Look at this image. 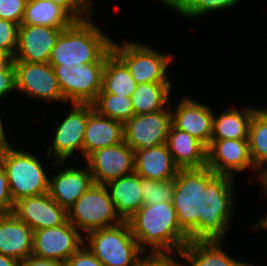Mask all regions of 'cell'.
Masks as SVG:
<instances>
[{
	"label": "cell",
	"instance_id": "obj_1",
	"mask_svg": "<svg viewBox=\"0 0 267 266\" xmlns=\"http://www.w3.org/2000/svg\"><path fill=\"white\" fill-rule=\"evenodd\" d=\"M127 222L143 252L146 250L144 244H147L151 245L152 254L168 252L176 254L177 258L189 242L187 234L179 226L172 201L143 205Z\"/></svg>",
	"mask_w": 267,
	"mask_h": 266
},
{
	"label": "cell",
	"instance_id": "obj_2",
	"mask_svg": "<svg viewBox=\"0 0 267 266\" xmlns=\"http://www.w3.org/2000/svg\"><path fill=\"white\" fill-rule=\"evenodd\" d=\"M113 41L93 23L91 18L75 21L61 31L51 52V65L73 67L88 63L106 62Z\"/></svg>",
	"mask_w": 267,
	"mask_h": 266
},
{
	"label": "cell",
	"instance_id": "obj_3",
	"mask_svg": "<svg viewBox=\"0 0 267 266\" xmlns=\"http://www.w3.org/2000/svg\"><path fill=\"white\" fill-rule=\"evenodd\" d=\"M217 176L207 166L178 169L172 203L180 228L189 241H199V218H203L204 190Z\"/></svg>",
	"mask_w": 267,
	"mask_h": 266
},
{
	"label": "cell",
	"instance_id": "obj_4",
	"mask_svg": "<svg viewBox=\"0 0 267 266\" xmlns=\"http://www.w3.org/2000/svg\"><path fill=\"white\" fill-rule=\"evenodd\" d=\"M13 202L48 192L49 180L36 156L7 147L0 152Z\"/></svg>",
	"mask_w": 267,
	"mask_h": 266
},
{
	"label": "cell",
	"instance_id": "obj_5",
	"mask_svg": "<svg viewBox=\"0 0 267 266\" xmlns=\"http://www.w3.org/2000/svg\"><path fill=\"white\" fill-rule=\"evenodd\" d=\"M89 251L104 266H134L143 251L127 221L87 233Z\"/></svg>",
	"mask_w": 267,
	"mask_h": 266
},
{
	"label": "cell",
	"instance_id": "obj_6",
	"mask_svg": "<svg viewBox=\"0 0 267 266\" xmlns=\"http://www.w3.org/2000/svg\"><path fill=\"white\" fill-rule=\"evenodd\" d=\"M232 181L231 176L217 175L206 186L203 218H199V241H223L232 216Z\"/></svg>",
	"mask_w": 267,
	"mask_h": 266
},
{
	"label": "cell",
	"instance_id": "obj_7",
	"mask_svg": "<svg viewBox=\"0 0 267 266\" xmlns=\"http://www.w3.org/2000/svg\"><path fill=\"white\" fill-rule=\"evenodd\" d=\"M68 221L86 233L123 222L116 213L108 187L96 183L68 210Z\"/></svg>",
	"mask_w": 267,
	"mask_h": 266
},
{
	"label": "cell",
	"instance_id": "obj_8",
	"mask_svg": "<svg viewBox=\"0 0 267 266\" xmlns=\"http://www.w3.org/2000/svg\"><path fill=\"white\" fill-rule=\"evenodd\" d=\"M124 42L122 46L115 42L112 51L126 64L137 84L141 83H170L166 69L172 61L171 55H165L148 47Z\"/></svg>",
	"mask_w": 267,
	"mask_h": 266
},
{
	"label": "cell",
	"instance_id": "obj_9",
	"mask_svg": "<svg viewBox=\"0 0 267 266\" xmlns=\"http://www.w3.org/2000/svg\"><path fill=\"white\" fill-rule=\"evenodd\" d=\"M105 62L88 63L73 67L51 65L63 99L71 103H93L102 90Z\"/></svg>",
	"mask_w": 267,
	"mask_h": 266
},
{
	"label": "cell",
	"instance_id": "obj_10",
	"mask_svg": "<svg viewBox=\"0 0 267 266\" xmlns=\"http://www.w3.org/2000/svg\"><path fill=\"white\" fill-rule=\"evenodd\" d=\"M172 125L171 111L135 114L124 124V141L135 151L166 143Z\"/></svg>",
	"mask_w": 267,
	"mask_h": 266
},
{
	"label": "cell",
	"instance_id": "obj_11",
	"mask_svg": "<svg viewBox=\"0 0 267 266\" xmlns=\"http://www.w3.org/2000/svg\"><path fill=\"white\" fill-rule=\"evenodd\" d=\"M68 220L33 234L32 255L65 263L84 244L81 234Z\"/></svg>",
	"mask_w": 267,
	"mask_h": 266
},
{
	"label": "cell",
	"instance_id": "obj_12",
	"mask_svg": "<svg viewBox=\"0 0 267 266\" xmlns=\"http://www.w3.org/2000/svg\"><path fill=\"white\" fill-rule=\"evenodd\" d=\"M73 109L57 126L52 147L49 146L47 155H55V164L64 163L76 151L83 155V141L89 114L94 110L91 103H73Z\"/></svg>",
	"mask_w": 267,
	"mask_h": 266
},
{
	"label": "cell",
	"instance_id": "obj_13",
	"mask_svg": "<svg viewBox=\"0 0 267 266\" xmlns=\"http://www.w3.org/2000/svg\"><path fill=\"white\" fill-rule=\"evenodd\" d=\"M16 89L30 98L64 101L54 69L50 63L14 61Z\"/></svg>",
	"mask_w": 267,
	"mask_h": 266
},
{
	"label": "cell",
	"instance_id": "obj_14",
	"mask_svg": "<svg viewBox=\"0 0 267 266\" xmlns=\"http://www.w3.org/2000/svg\"><path fill=\"white\" fill-rule=\"evenodd\" d=\"M134 160V150L125 141L98 149L86 158L94 183L103 185L132 174Z\"/></svg>",
	"mask_w": 267,
	"mask_h": 266
},
{
	"label": "cell",
	"instance_id": "obj_15",
	"mask_svg": "<svg viewBox=\"0 0 267 266\" xmlns=\"http://www.w3.org/2000/svg\"><path fill=\"white\" fill-rule=\"evenodd\" d=\"M13 214L34 231L60 226L68 220V211L48 192L19 199L15 202Z\"/></svg>",
	"mask_w": 267,
	"mask_h": 266
},
{
	"label": "cell",
	"instance_id": "obj_16",
	"mask_svg": "<svg viewBox=\"0 0 267 266\" xmlns=\"http://www.w3.org/2000/svg\"><path fill=\"white\" fill-rule=\"evenodd\" d=\"M250 166L256 169L248 139L211 140L207 147V167L217 175L233 177L234 171H243Z\"/></svg>",
	"mask_w": 267,
	"mask_h": 266
},
{
	"label": "cell",
	"instance_id": "obj_17",
	"mask_svg": "<svg viewBox=\"0 0 267 266\" xmlns=\"http://www.w3.org/2000/svg\"><path fill=\"white\" fill-rule=\"evenodd\" d=\"M64 29L42 25H19L13 61L49 63L51 52Z\"/></svg>",
	"mask_w": 267,
	"mask_h": 266
},
{
	"label": "cell",
	"instance_id": "obj_18",
	"mask_svg": "<svg viewBox=\"0 0 267 266\" xmlns=\"http://www.w3.org/2000/svg\"><path fill=\"white\" fill-rule=\"evenodd\" d=\"M176 108V111H171L172 125L208 147L212 138L214 117L210 107L185 97Z\"/></svg>",
	"mask_w": 267,
	"mask_h": 266
},
{
	"label": "cell",
	"instance_id": "obj_19",
	"mask_svg": "<svg viewBox=\"0 0 267 266\" xmlns=\"http://www.w3.org/2000/svg\"><path fill=\"white\" fill-rule=\"evenodd\" d=\"M76 168L59 170L49 180V195L67 211L94 184L89 167Z\"/></svg>",
	"mask_w": 267,
	"mask_h": 266
},
{
	"label": "cell",
	"instance_id": "obj_20",
	"mask_svg": "<svg viewBox=\"0 0 267 266\" xmlns=\"http://www.w3.org/2000/svg\"><path fill=\"white\" fill-rule=\"evenodd\" d=\"M33 234L14 214H0V253L22 262L32 255Z\"/></svg>",
	"mask_w": 267,
	"mask_h": 266
},
{
	"label": "cell",
	"instance_id": "obj_21",
	"mask_svg": "<svg viewBox=\"0 0 267 266\" xmlns=\"http://www.w3.org/2000/svg\"><path fill=\"white\" fill-rule=\"evenodd\" d=\"M124 141V124L100 115L95 109L89 114L83 141V156L86 159L98 149Z\"/></svg>",
	"mask_w": 267,
	"mask_h": 266
},
{
	"label": "cell",
	"instance_id": "obj_22",
	"mask_svg": "<svg viewBox=\"0 0 267 266\" xmlns=\"http://www.w3.org/2000/svg\"><path fill=\"white\" fill-rule=\"evenodd\" d=\"M166 144L179 169L207 166V147L189 133L171 125Z\"/></svg>",
	"mask_w": 267,
	"mask_h": 266
},
{
	"label": "cell",
	"instance_id": "obj_23",
	"mask_svg": "<svg viewBox=\"0 0 267 266\" xmlns=\"http://www.w3.org/2000/svg\"><path fill=\"white\" fill-rule=\"evenodd\" d=\"M134 159V172L146 179L155 181L174 179L179 169L166 143L149 150H135Z\"/></svg>",
	"mask_w": 267,
	"mask_h": 266
},
{
	"label": "cell",
	"instance_id": "obj_24",
	"mask_svg": "<svg viewBox=\"0 0 267 266\" xmlns=\"http://www.w3.org/2000/svg\"><path fill=\"white\" fill-rule=\"evenodd\" d=\"M106 187L110 188L108 190L116 213L123 221H127L143 206L141 176L137 173L109 181Z\"/></svg>",
	"mask_w": 267,
	"mask_h": 266
},
{
	"label": "cell",
	"instance_id": "obj_25",
	"mask_svg": "<svg viewBox=\"0 0 267 266\" xmlns=\"http://www.w3.org/2000/svg\"><path fill=\"white\" fill-rule=\"evenodd\" d=\"M223 241H189L179 255L189 266H245L222 251Z\"/></svg>",
	"mask_w": 267,
	"mask_h": 266
},
{
	"label": "cell",
	"instance_id": "obj_26",
	"mask_svg": "<svg viewBox=\"0 0 267 266\" xmlns=\"http://www.w3.org/2000/svg\"><path fill=\"white\" fill-rule=\"evenodd\" d=\"M76 20L52 0H27L21 25L66 29Z\"/></svg>",
	"mask_w": 267,
	"mask_h": 266
},
{
	"label": "cell",
	"instance_id": "obj_27",
	"mask_svg": "<svg viewBox=\"0 0 267 266\" xmlns=\"http://www.w3.org/2000/svg\"><path fill=\"white\" fill-rule=\"evenodd\" d=\"M136 87L137 83L126 64L111 51L103 68L102 90L100 93L131 97Z\"/></svg>",
	"mask_w": 267,
	"mask_h": 266
},
{
	"label": "cell",
	"instance_id": "obj_28",
	"mask_svg": "<svg viewBox=\"0 0 267 266\" xmlns=\"http://www.w3.org/2000/svg\"><path fill=\"white\" fill-rule=\"evenodd\" d=\"M256 109L247 108L241 113L228 109L218 117H213L211 140L248 139L249 127Z\"/></svg>",
	"mask_w": 267,
	"mask_h": 266
},
{
	"label": "cell",
	"instance_id": "obj_29",
	"mask_svg": "<svg viewBox=\"0 0 267 266\" xmlns=\"http://www.w3.org/2000/svg\"><path fill=\"white\" fill-rule=\"evenodd\" d=\"M171 83H141L130 97L135 114L164 110L168 102Z\"/></svg>",
	"mask_w": 267,
	"mask_h": 266
},
{
	"label": "cell",
	"instance_id": "obj_30",
	"mask_svg": "<svg viewBox=\"0 0 267 266\" xmlns=\"http://www.w3.org/2000/svg\"><path fill=\"white\" fill-rule=\"evenodd\" d=\"M248 143L252 162L258 170L265 169L267 162V110L256 109L252 117Z\"/></svg>",
	"mask_w": 267,
	"mask_h": 266
},
{
	"label": "cell",
	"instance_id": "obj_31",
	"mask_svg": "<svg viewBox=\"0 0 267 266\" xmlns=\"http://www.w3.org/2000/svg\"><path fill=\"white\" fill-rule=\"evenodd\" d=\"M92 104L100 115L115 119L123 124L135 115L132 100L127 96L99 93Z\"/></svg>",
	"mask_w": 267,
	"mask_h": 266
},
{
	"label": "cell",
	"instance_id": "obj_32",
	"mask_svg": "<svg viewBox=\"0 0 267 266\" xmlns=\"http://www.w3.org/2000/svg\"><path fill=\"white\" fill-rule=\"evenodd\" d=\"M176 185V177L155 181L141 177L143 205H153L159 202H171Z\"/></svg>",
	"mask_w": 267,
	"mask_h": 266
},
{
	"label": "cell",
	"instance_id": "obj_33",
	"mask_svg": "<svg viewBox=\"0 0 267 266\" xmlns=\"http://www.w3.org/2000/svg\"><path fill=\"white\" fill-rule=\"evenodd\" d=\"M240 0H185L177 12L186 17L203 16L212 10L234 7Z\"/></svg>",
	"mask_w": 267,
	"mask_h": 266
},
{
	"label": "cell",
	"instance_id": "obj_34",
	"mask_svg": "<svg viewBox=\"0 0 267 266\" xmlns=\"http://www.w3.org/2000/svg\"><path fill=\"white\" fill-rule=\"evenodd\" d=\"M19 25L0 19V52L13 59L17 49Z\"/></svg>",
	"mask_w": 267,
	"mask_h": 266
},
{
	"label": "cell",
	"instance_id": "obj_35",
	"mask_svg": "<svg viewBox=\"0 0 267 266\" xmlns=\"http://www.w3.org/2000/svg\"><path fill=\"white\" fill-rule=\"evenodd\" d=\"M27 0H0V19L21 25Z\"/></svg>",
	"mask_w": 267,
	"mask_h": 266
},
{
	"label": "cell",
	"instance_id": "obj_36",
	"mask_svg": "<svg viewBox=\"0 0 267 266\" xmlns=\"http://www.w3.org/2000/svg\"><path fill=\"white\" fill-rule=\"evenodd\" d=\"M64 8L76 21H84L91 18V7L88 0H52ZM90 9V10H89Z\"/></svg>",
	"mask_w": 267,
	"mask_h": 266
},
{
	"label": "cell",
	"instance_id": "obj_37",
	"mask_svg": "<svg viewBox=\"0 0 267 266\" xmlns=\"http://www.w3.org/2000/svg\"><path fill=\"white\" fill-rule=\"evenodd\" d=\"M14 89L16 90L14 61L7 58L0 64V99Z\"/></svg>",
	"mask_w": 267,
	"mask_h": 266
},
{
	"label": "cell",
	"instance_id": "obj_38",
	"mask_svg": "<svg viewBox=\"0 0 267 266\" xmlns=\"http://www.w3.org/2000/svg\"><path fill=\"white\" fill-rule=\"evenodd\" d=\"M86 248V249H85ZM64 266H104L83 244L65 263Z\"/></svg>",
	"mask_w": 267,
	"mask_h": 266
},
{
	"label": "cell",
	"instance_id": "obj_39",
	"mask_svg": "<svg viewBox=\"0 0 267 266\" xmlns=\"http://www.w3.org/2000/svg\"><path fill=\"white\" fill-rule=\"evenodd\" d=\"M15 203L12 200L6 172L0 163V214L12 213Z\"/></svg>",
	"mask_w": 267,
	"mask_h": 266
},
{
	"label": "cell",
	"instance_id": "obj_40",
	"mask_svg": "<svg viewBox=\"0 0 267 266\" xmlns=\"http://www.w3.org/2000/svg\"><path fill=\"white\" fill-rule=\"evenodd\" d=\"M183 262L175 261L169 254H152L139 259L134 266H184Z\"/></svg>",
	"mask_w": 267,
	"mask_h": 266
},
{
	"label": "cell",
	"instance_id": "obj_41",
	"mask_svg": "<svg viewBox=\"0 0 267 266\" xmlns=\"http://www.w3.org/2000/svg\"><path fill=\"white\" fill-rule=\"evenodd\" d=\"M20 266H64V263H61L56 260L38 258L36 256L30 255L25 260L20 262Z\"/></svg>",
	"mask_w": 267,
	"mask_h": 266
},
{
	"label": "cell",
	"instance_id": "obj_42",
	"mask_svg": "<svg viewBox=\"0 0 267 266\" xmlns=\"http://www.w3.org/2000/svg\"><path fill=\"white\" fill-rule=\"evenodd\" d=\"M262 171L260 172L259 177L267 194V166L265 167V169H262ZM265 224H267V214L265 215V218L263 220L261 219L255 227H258L259 229L261 226Z\"/></svg>",
	"mask_w": 267,
	"mask_h": 266
},
{
	"label": "cell",
	"instance_id": "obj_43",
	"mask_svg": "<svg viewBox=\"0 0 267 266\" xmlns=\"http://www.w3.org/2000/svg\"><path fill=\"white\" fill-rule=\"evenodd\" d=\"M0 266H20V262L0 253Z\"/></svg>",
	"mask_w": 267,
	"mask_h": 266
},
{
	"label": "cell",
	"instance_id": "obj_44",
	"mask_svg": "<svg viewBox=\"0 0 267 266\" xmlns=\"http://www.w3.org/2000/svg\"><path fill=\"white\" fill-rule=\"evenodd\" d=\"M3 123L1 121V117H0V150H4L7 147H10V144L6 138V135H4V128H3Z\"/></svg>",
	"mask_w": 267,
	"mask_h": 266
},
{
	"label": "cell",
	"instance_id": "obj_45",
	"mask_svg": "<svg viewBox=\"0 0 267 266\" xmlns=\"http://www.w3.org/2000/svg\"><path fill=\"white\" fill-rule=\"evenodd\" d=\"M165 5H168V7H171L173 9H178L184 2L185 0H162Z\"/></svg>",
	"mask_w": 267,
	"mask_h": 266
},
{
	"label": "cell",
	"instance_id": "obj_46",
	"mask_svg": "<svg viewBox=\"0 0 267 266\" xmlns=\"http://www.w3.org/2000/svg\"><path fill=\"white\" fill-rule=\"evenodd\" d=\"M6 59L7 57L2 52H0V64L3 63Z\"/></svg>",
	"mask_w": 267,
	"mask_h": 266
},
{
	"label": "cell",
	"instance_id": "obj_47",
	"mask_svg": "<svg viewBox=\"0 0 267 266\" xmlns=\"http://www.w3.org/2000/svg\"><path fill=\"white\" fill-rule=\"evenodd\" d=\"M260 228H264V229H266L267 230V224H265V225H263V226H261Z\"/></svg>",
	"mask_w": 267,
	"mask_h": 266
},
{
	"label": "cell",
	"instance_id": "obj_48",
	"mask_svg": "<svg viewBox=\"0 0 267 266\" xmlns=\"http://www.w3.org/2000/svg\"><path fill=\"white\" fill-rule=\"evenodd\" d=\"M88 2H89V6L91 7V4H93L92 2V0H88Z\"/></svg>",
	"mask_w": 267,
	"mask_h": 266
},
{
	"label": "cell",
	"instance_id": "obj_49",
	"mask_svg": "<svg viewBox=\"0 0 267 266\" xmlns=\"http://www.w3.org/2000/svg\"><path fill=\"white\" fill-rule=\"evenodd\" d=\"M245 266H254V265H252V264H249V263H248V264L246 263V265H245Z\"/></svg>",
	"mask_w": 267,
	"mask_h": 266
}]
</instances>
